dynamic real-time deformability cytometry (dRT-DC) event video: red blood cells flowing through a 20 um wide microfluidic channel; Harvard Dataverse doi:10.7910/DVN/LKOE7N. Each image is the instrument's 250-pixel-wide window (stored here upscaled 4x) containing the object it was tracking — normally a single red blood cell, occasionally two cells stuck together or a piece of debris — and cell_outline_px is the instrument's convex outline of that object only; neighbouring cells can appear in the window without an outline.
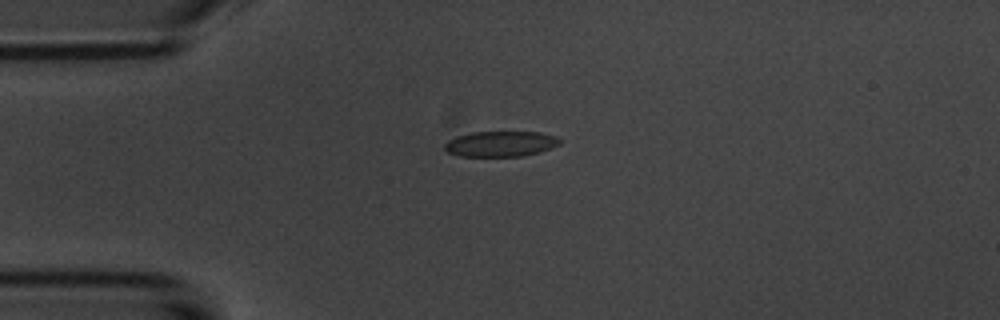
{"species": "common noctule bat (a hibernating species)", "species_latin": "Nyctalus noctula", "temperature_condition": "room temperature", "stored_images_in_passage": 5, "camera_frame_rate_fps": 3000, "um_per_image_px": 0.085, "animal": {"sex": "male", "body_mass_g": 20.1, "forearm_length_mm": 53.5}, "frame": {"image": 1, "passage_image": 1, "time_ms": 0.0, "image_size_px": [1000, 320], "cell_outline_px": [[560, 144], [552, 148], [540, 152], [524, 156], [460, 156], [448, 152], [444, 148], [444, 144], [448, 140], [456, 136], [472, 132], [540, 132], [556, 136], [560, 140]], "centroid_in_image_um": [42.56, 12.23], "position_along_channel_um": 42.4, "area_um2": 17.17}}
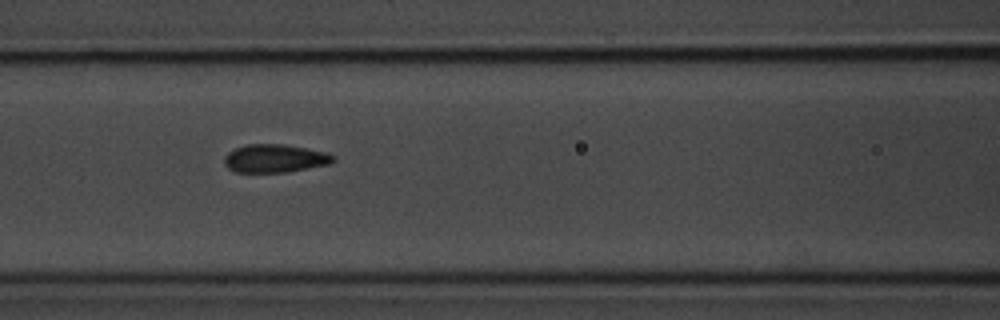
{"frame": {"image": 2, "passage_image": 4, "time_ms": 3.333, "image_size_px": [1000, 320], "cell_outline_px": [[336, 160], [328, 164], [308, 168], [284, 172], [236, 172], [228, 168], [224, 164], [224, 156], [228, 152], [236, 148], [248, 144], [284, 144], [328, 152], [336, 156]], "centroid_in_image_um": [23.38, 13.46], "position_along_channel_um": 143.2, "area_um2": 17.92}}
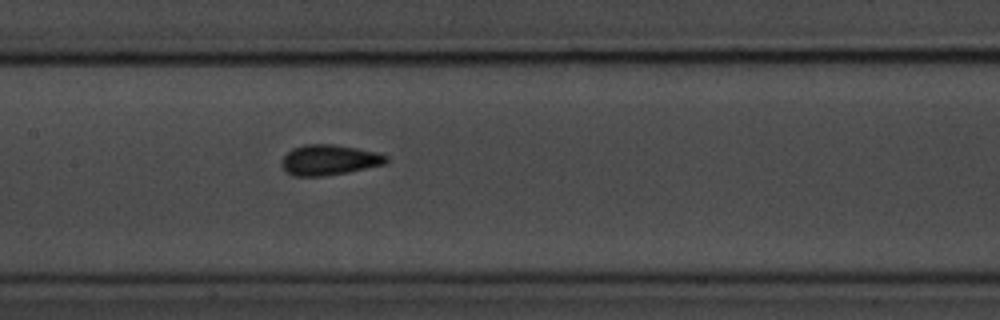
{"frame": {"image": 3, "passage_image": 5, "time_ms": 4.333, "image_size_px": [1000, 320], "cell_outline_px": [[388, 160], [384, 164], [348, 172], [324, 176], [292, 176], [280, 164], [280, 160], [292, 148], [304, 144], [332, 144], [356, 148], [376, 152], [388, 156]], "centroid_in_image_um": [27.95, 13.59], "position_along_channel_um": 179.5, "area_um2": 18.5}}